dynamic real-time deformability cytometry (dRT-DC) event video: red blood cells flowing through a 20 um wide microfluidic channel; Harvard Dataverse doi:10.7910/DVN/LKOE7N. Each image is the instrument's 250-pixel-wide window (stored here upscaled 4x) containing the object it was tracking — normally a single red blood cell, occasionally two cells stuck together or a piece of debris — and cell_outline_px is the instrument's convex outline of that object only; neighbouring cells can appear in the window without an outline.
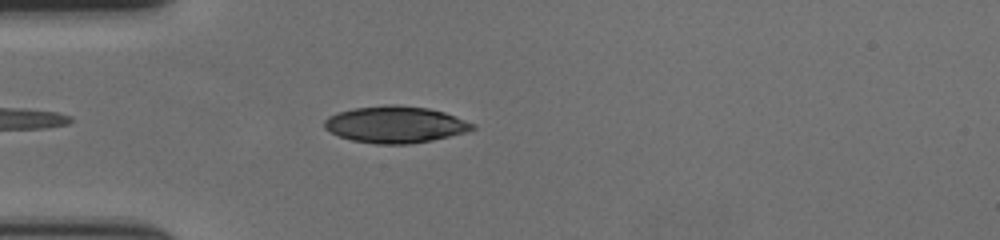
{"species": "human", "species_latin": "Homo sapiens", "temperature_condition": "cold", "stored_images_in_passage": 42, "camera_frame_rate_fps": 3000, "um_per_image_px": 0.085, "donor": {"sex": "female"}, "frame": {"image": 1, "passage_image": 4, "time_ms": 1.0, "image_size_px": [1000, 240], "cell_outline_px": [[476, 128], [464, 132], [432, 140], [408, 144], [376, 144], [352, 140], [340, 136], [324, 128], [324, 120], [328, 116], [352, 108], [384, 104], [396, 104], [428, 108], [444, 112], [476, 124]], "centroid_in_image_um": [33.59, 10.57], "position_along_channel_um": 51.4, "area_um2": 31.62}}
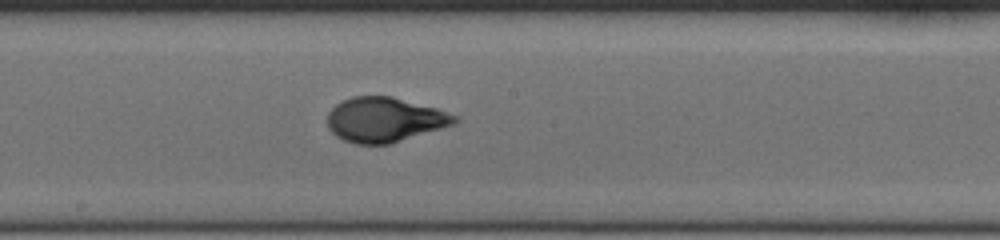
{"frame": {"image": 2, "passage_image": 19, "time_ms": 6.0, "image_size_px": [1000, 240], "cell_outline_px": [[460, 120], [456, 124], [388, 144], [356, 144], [344, 140], [336, 136], [328, 128], [328, 112], [336, 104], [352, 96], [392, 96], [436, 108], [460, 116]], "centroid_in_image_um": [32.72, 10.17], "position_along_channel_um": 215.5, "area_um2": 33.18}}
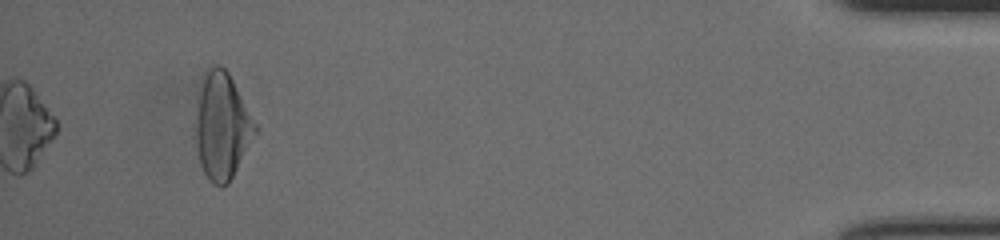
{"frame": {"image": 3, "passage_image": 42, "time_ms": 13.667, "image_size_px": [1000, 240], "cell_outline_px": [[256, 132], [228, 184], [220, 188], [212, 184], [204, 172], [200, 164], [196, 144], [196, 124], [200, 92], [204, 72], [212, 64], [220, 64], [228, 72], [256, 124]], "centroid_in_image_um": [18.86, 10.73], "position_along_channel_um": 416.3, "area_um2": 36.18}, "authors_computed_cell_mechanics": {"area_um2": 32.7148, "velocity_mm_per_s": 3.53, "shape_relaxation_time_tau1_ms": 4.4217, "shape_relaxation_time_tau2_ms": null, "deformation_change_tau1": 0.2195, "deformation_change_tau2": null}}